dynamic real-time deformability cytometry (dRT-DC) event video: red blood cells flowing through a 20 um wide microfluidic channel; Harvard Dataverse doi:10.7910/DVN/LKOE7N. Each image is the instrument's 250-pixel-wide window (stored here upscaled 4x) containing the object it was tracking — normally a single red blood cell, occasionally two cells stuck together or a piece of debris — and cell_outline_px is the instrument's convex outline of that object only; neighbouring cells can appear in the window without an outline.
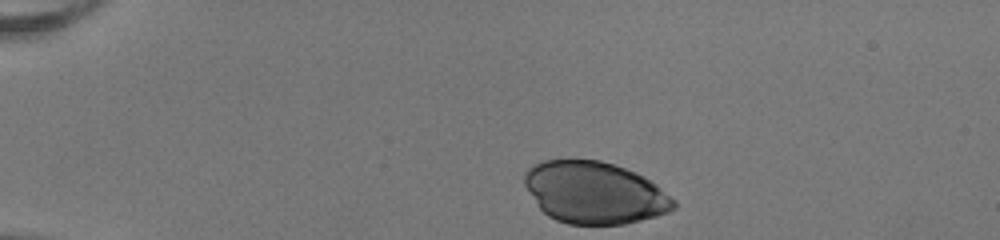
{"species": "human", "species_latin": "Homo sapiens", "temperature_condition": "room temperature", "stored_images_in_passage": 35, "camera_frame_rate_fps": 3000, "um_per_image_px": 0.085, "donor": {"sex": "female"}, "frame": {"image": 1, "passage_image": 1, "time_ms": 0.0, "image_size_px": [1000, 240], "cell_outline_px": [[676, 208], [668, 212], [656, 216], [624, 224], [568, 224], [556, 220], [548, 216], [540, 208], [524, 184], [524, 172], [528, 168], [544, 160], [600, 160], [636, 172], [644, 176], [656, 184], [676, 200]], "centroid_in_image_um": [50.55, 16.38], "position_along_channel_um": 34.4, "area_um2": 53.75}}
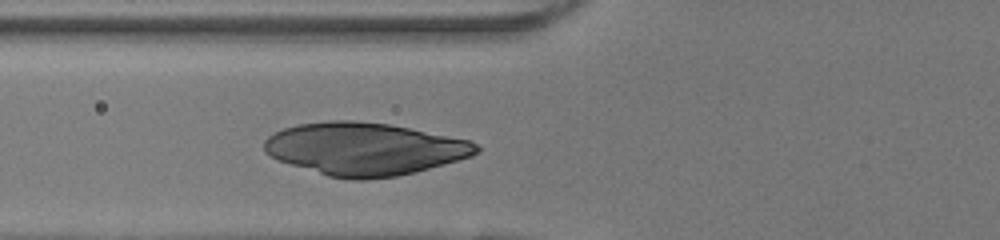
{"frame": {"image": 2, "passage_image": 11, "time_ms": 3.333, "image_size_px": [1000, 240], "cell_outline_px": [[480, 152], [472, 156], [444, 164], [396, 176], [364, 180], [352, 180], [328, 176], [276, 160], [264, 152], [264, 140], [268, 136], [284, 128], [296, 124], [328, 120], [352, 120], [388, 124], [468, 140], [476, 144], [480, 148]], "centroid_in_image_um": [30.93, 12.66], "position_along_channel_um": 94.9, "area_um2": 64.85}}
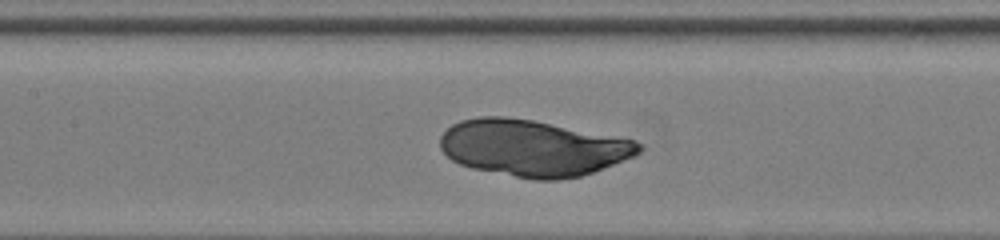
{"frame": {"image": 3, "passage_image": 16, "time_ms": 5.0, "image_size_px": [1000, 240], "cell_outline_px": [[644, 148], [640, 152], [624, 160], [592, 172], [580, 176], [560, 180], [532, 180], [472, 168], [460, 164], [452, 160], [440, 148], [440, 136], [452, 124], [460, 120], [476, 116], [504, 116], [532, 120], [632, 140], [640, 144]], "centroid_in_image_um": [45.23, 12.58], "position_along_channel_um": 162.2, "area_um2": 64.85}}